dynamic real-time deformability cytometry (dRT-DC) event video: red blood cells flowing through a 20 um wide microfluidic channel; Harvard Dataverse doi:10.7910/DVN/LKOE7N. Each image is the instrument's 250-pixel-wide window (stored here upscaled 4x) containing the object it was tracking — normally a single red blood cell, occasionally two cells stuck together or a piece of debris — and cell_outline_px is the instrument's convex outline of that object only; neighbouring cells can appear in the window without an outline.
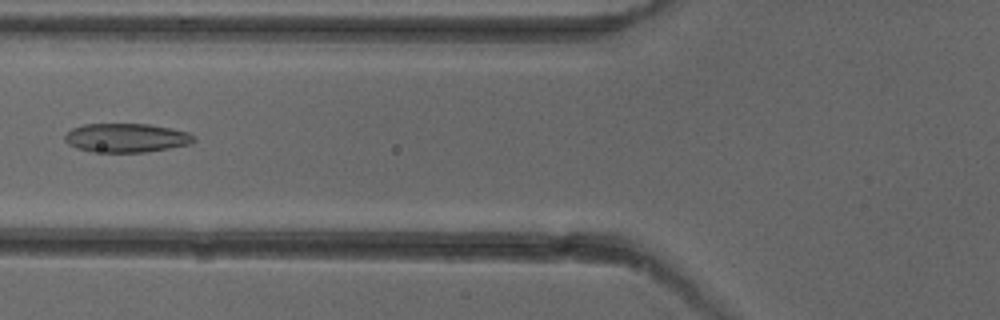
{"species": "common noctule bat (a hibernating species)", "species_latin": "Nyctalus noctula", "temperature_condition": "cold", "stored_images_in_passage": 6, "camera_frame_rate_fps": 3000, "um_per_image_px": 0.085, "animal": {"sex": "female"}, "frame": {"image": 1, "passage_image": 6, "time_ms": 5.667, "image_size_px": [1000, 320], "cell_outline_px": [[196, 140], [192, 144], [144, 152], [92, 152], [76, 148], [68, 144], [64, 140], [64, 136], [72, 128], [84, 124], [148, 124], [172, 128], [188, 132], [196, 136]], "centroid_in_image_um": [10.75, 11.72], "position_along_channel_um": 115.0, "area_um2": 21.91}}